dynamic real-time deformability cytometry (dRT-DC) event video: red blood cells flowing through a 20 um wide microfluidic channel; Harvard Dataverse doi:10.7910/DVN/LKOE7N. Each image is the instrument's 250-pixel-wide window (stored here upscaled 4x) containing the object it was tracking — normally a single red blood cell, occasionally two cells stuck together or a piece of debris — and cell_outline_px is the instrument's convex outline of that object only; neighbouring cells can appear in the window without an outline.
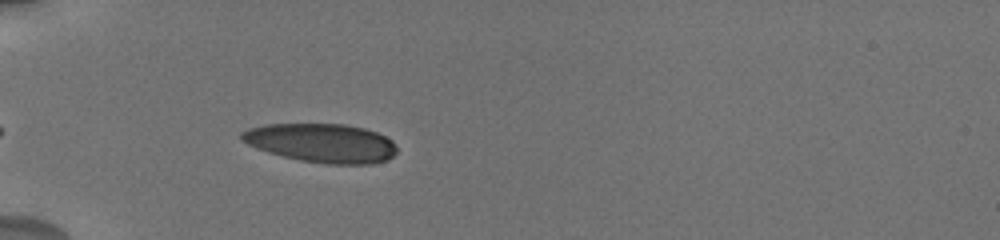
{"species": "human", "species_latin": "Homo sapiens", "temperature_condition": "cold", "stored_images_in_passage": 14, "camera_frame_rate_fps": 3000, "um_per_image_px": 0.085, "donor": {"sex": "male"}, "frame": {"image": 1, "passage_image": 5, "time_ms": 1.667, "image_size_px": [1000, 240], "cell_outline_px": [[396, 152], [388, 160], [372, 164], [324, 164], [300, 160], [268, 152], [256, 148], [240, 140], [240, 132], [248, 128], [264, 124], [344, 124], [364, 128], [376, 132], [392, 140], [396, 144]], "centroid_in_image_um": [27.33, 12.15], "position_along_channel_um": 57.7, "area_um2": 35.37}}
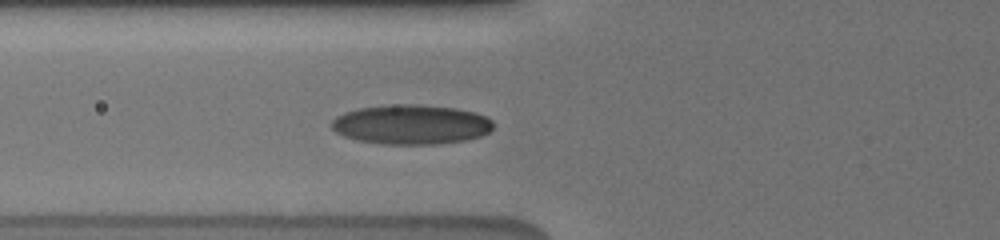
{"frame": {"image": 2, "passage_image": 8, "time_ms": 3.0, "image_size_px": [1000, 240], "cell_outline_px": [[492, 128], [488, 132], [480, 136], [464, 140], [436, 144], [380, 144], [356, 140], [344, 136], [336, 132], [332, 128], [332, 120], [336, 116], [344, 112], [360, 108], [400, 104], [412, 104], [456, 108], [476, 112], [492, 120]], "centroid_in_image_um": [34.93, 10.59], "position_along_channel_um": 90.9, "area_um2": 37.17}}